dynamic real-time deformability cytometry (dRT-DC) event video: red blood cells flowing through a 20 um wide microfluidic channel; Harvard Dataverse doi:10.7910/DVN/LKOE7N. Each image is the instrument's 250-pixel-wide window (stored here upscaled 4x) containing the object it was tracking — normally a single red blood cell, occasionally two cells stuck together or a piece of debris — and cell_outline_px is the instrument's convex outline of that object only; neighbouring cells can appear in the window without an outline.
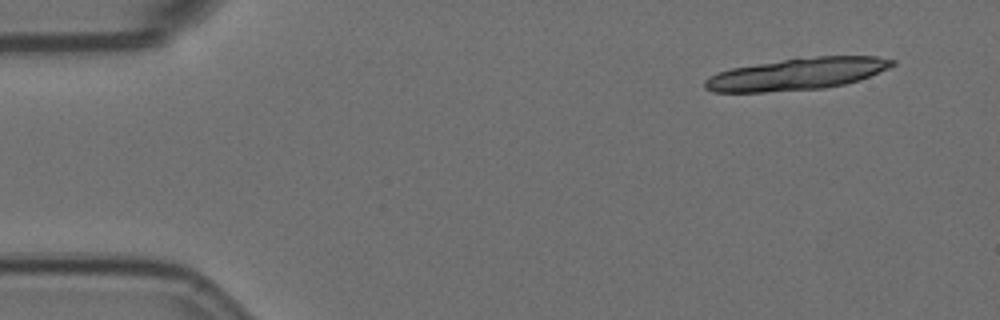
{"species": "Egyptian fruit bat (a non-hibernating species)", "species_latin": "Rousettus aegyptiacus", "temperature_condition": "room temperature", "stored_images_in_passage": 4, "camera_frame_rate_fps": 3000, "um_per_image_px": 0.085, "animal": {"sex": "female"}, "frame": {"image": 1, "passage_image": 1, "time_ms": 0.0, "image_size_px": [1000, 320], "cell_outline_px": [[896, 64], [888, 68], [860, 80], [844, 84], [824, 88], [764, 92], [712, 92], [704, 88], [704, 80], [716, 72], [732, 68], [796, 56], [876, 56], [896, 60]], "centroid_in_image_um": [67.73, 6.27], "position_along_channel_um": 17.3, "area_um2": 35.37}}